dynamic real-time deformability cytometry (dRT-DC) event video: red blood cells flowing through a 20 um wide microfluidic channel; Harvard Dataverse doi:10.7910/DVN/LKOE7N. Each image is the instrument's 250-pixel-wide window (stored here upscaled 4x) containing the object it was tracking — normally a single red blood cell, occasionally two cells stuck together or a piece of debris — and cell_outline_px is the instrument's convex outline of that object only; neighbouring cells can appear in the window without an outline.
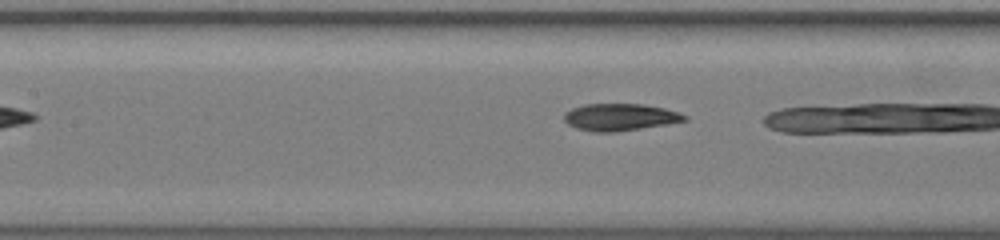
{"species": "common noctule bat (a hibernating species)", "species_latin": "Nyctalus noctula", "temperature_condition": "warm", "stored_images_in_passage": 13, "camera_frame_rate_fps": 3000, "um_per_image_px": 0.085, "animal": {"sex": "female", "body_mass_g": 19.5, "forearm_length_mm": 54.1}, "frame": {"image": 1, "passage_image": 8, "time_ms": 2.333, "image_size_px": [1000, 240], "cell_outline_px": [[688, 120], [668, 124], [616, 132], [592, 132], [576, 128], [568, 124], [564, 120], [564, 112], [572, 108], [584, 104], [644, 104], [664, 108], [680, 112], [688, 116]], "centroid_in_image_um": [52.71, 9.96], "position_along_channel_um": 154.7, "area_um2": 19.19}}
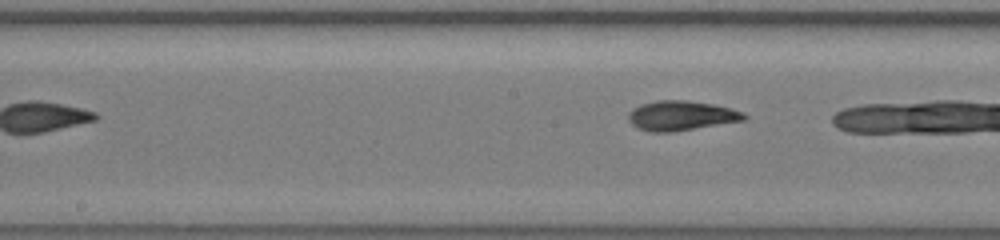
{"frame": {"image": 2, "passage_image": 11, "time_ms": 3.333, "image_size_px": [1000, 240], "cell_outline_px": [[748, 116], [744, 120], [672, 132], [648, 132], [632, 124], [628, 120], [628, 112], [632, 108], [640, 104], [656, 100], [688, 100], [712, 104], [732, 108], [744, 112]], "centroid_in_image_um": [57.88, 9.82], "position_along_channel_um": 190.3, "area_um2": 20.11}}